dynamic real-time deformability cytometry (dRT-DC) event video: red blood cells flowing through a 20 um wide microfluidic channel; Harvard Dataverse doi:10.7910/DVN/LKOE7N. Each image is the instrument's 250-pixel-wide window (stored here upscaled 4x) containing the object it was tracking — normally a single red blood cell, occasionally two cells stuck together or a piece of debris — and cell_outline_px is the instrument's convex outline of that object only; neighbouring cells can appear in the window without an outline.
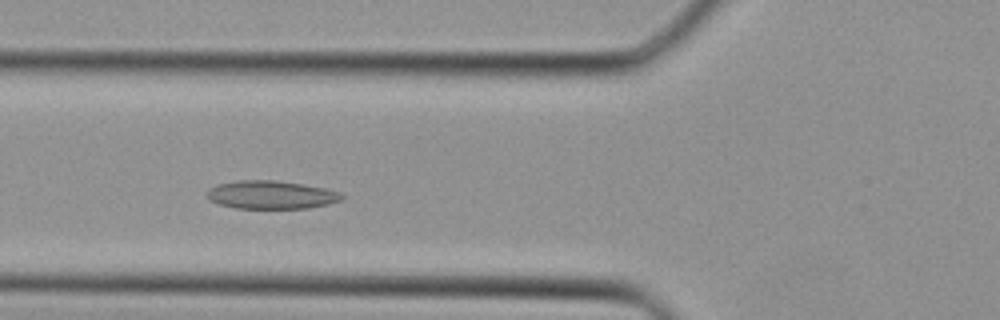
{"species": "Egyptian fruit bat (a non-hibernating species)", "species_latin": "Rousettus aegyptiacus", "temperature_condition": "cold", "stored_images_in_passage": 34, "camera_frame_rate_fps": 3000, "um_per_image_px": 0.085, "animal": {"sex": "female"}, "frame": {"image": 1, "passage_image": 10, "time_ms": 3.0, "image_size_px": [1000, 320], "cell_outline_px": [[344, 196], [340, 200], [328, 204], [308, 208], [236, 208], [220, 204], [208, 200], [208, 188], [216, 184], [240, 180], [276, 180], [304, 184], [324, 188], [340, 192]], "centroid_in_image_um": [23.03, 16.55], "position_along_channel_um": 102.8, "area_um2": 22.14}}
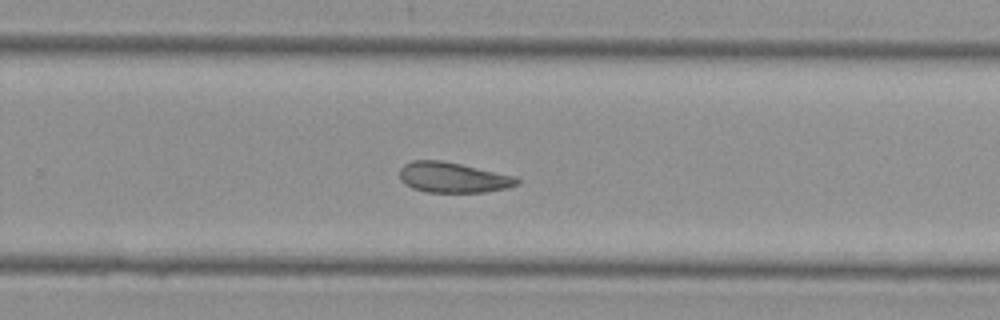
{"frame": {"image": 2, "passage_image": 21, "time_ms": 6.667, "image_size_px": [1000, 320], "cell_outline_px": [[520, 180], [516, 184], [508, 188], [484, 192], [428, 192], [412, 188], [404, 184], [400, 180], [400, 168], [404, 164], [412, 160], [440, 160], [460, 164], [516, 176]], "centroid_in_image_um": [38.48, 15.08], "position_along_channel_um": 291.3, "area_um2": 20.75}}
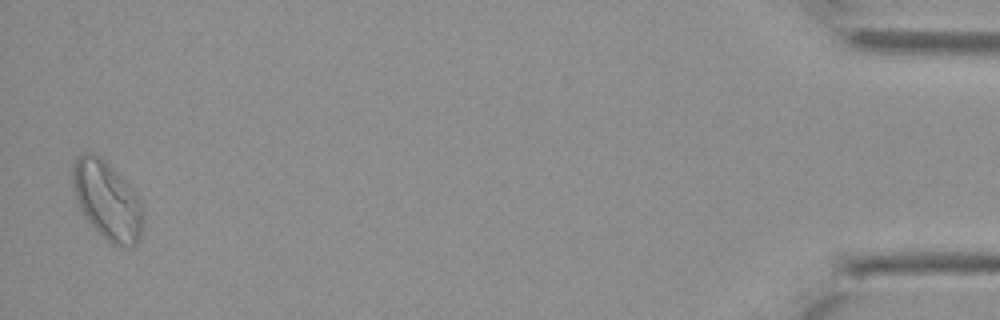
{"frame": {"image": 3, "passage_image": 34, "time_ms": 11.0, "image_size_px": [1000, 320], "cell_outline_px": [[144, 220], [140, 240], [132, 248], [120, 248], [112, 244], [84, 216], [80, 208], [72, 188], [72, 164], [76, 156], [84, 152], [92, 152], [100, 156], [128, 184], [140, 200], [144, 208]], "centroid_in_image_um": [9.13, 17.05], "position_along_channel_um": 426.1, "area_um2": 32.43}}